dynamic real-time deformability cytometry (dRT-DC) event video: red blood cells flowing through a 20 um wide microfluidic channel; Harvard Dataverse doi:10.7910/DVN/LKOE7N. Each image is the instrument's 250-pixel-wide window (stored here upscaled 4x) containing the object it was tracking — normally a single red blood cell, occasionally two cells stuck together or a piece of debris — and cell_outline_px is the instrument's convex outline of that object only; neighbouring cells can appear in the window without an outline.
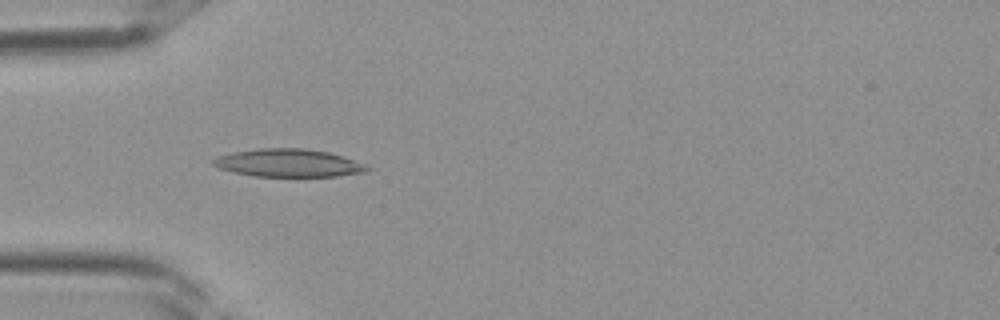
{"species": "Egyptian fruit bat (a non-hibernating species)", "species_latin": "Rousettus aegyptiacus", "temperature_condition": "room temperature", "stored_images_in_passage": 37, "camera_frame_rate_fps": 3000, "um_per_image_px": 0.085, "frame": {"image": 1, "passage_image": 11, "time_ms": 3.333, "image_size_px": [1000, 320], "cell_outline_px": [[372, 168], [368, 172], [336, 176], [252, 176], [232, 172], [220, 168], [212, 164], [212, 160], [216, 156], [232, 152], [256, 148], [304, 148], [328, 152], [364, 164]], "centroid_in_image_um": [24.48, 13.85], "position_along_channel_um": 60.5, "area_um2": 25.03}}
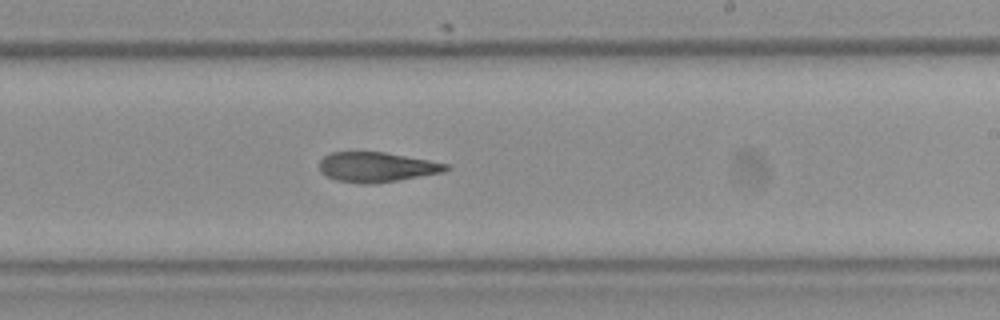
{"frame": {"image": 2, "passage_image": 22, "time_ms": 7.0, "image_size_px": [1000, 320], "cell_outline_px": [[452, 168], [444, 172], [372, 184], [360, 184], [336, 180], [324, 176], [320, 172], [320, 160], [324, 156], [332, 152], [384, 152], [452, 164]], "centroid_in_image_um": [32.03, 14.2], "position_along_channel_um": 257.0, "area_um2": 22.2}}
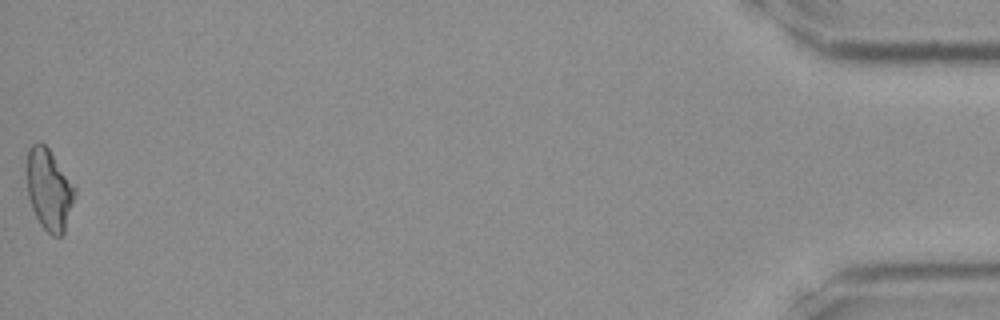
{"frame": {"image": 3, "passage_image": 37, "time_ms": 12.0, "image_size_px": [1000, 320], "cell_outline_px": [[76, 196], [64, 232], [60, 236], [52, 236], [40, 224], [32, 208], [28, 196], [28, 148], [32, 144], [40, 140], [48, 148], [76, 188]], "centroid_in_image_um": [4.19, 16.12], "position_along_channel_um": 431.0, "area_um2": 22.48}}